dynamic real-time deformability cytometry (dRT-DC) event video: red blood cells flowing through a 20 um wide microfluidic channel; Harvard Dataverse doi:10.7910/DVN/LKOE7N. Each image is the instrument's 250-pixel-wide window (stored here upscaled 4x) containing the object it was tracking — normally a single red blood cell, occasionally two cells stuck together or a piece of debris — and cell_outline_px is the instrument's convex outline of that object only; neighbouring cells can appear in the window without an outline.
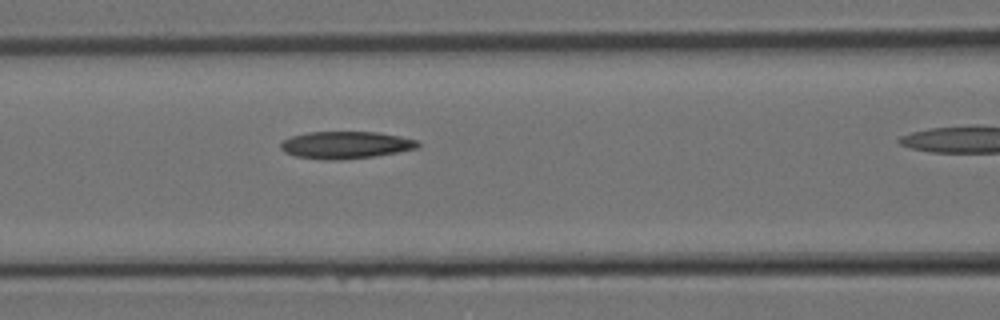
{"species": "Egyptian fruit bat (a non-hibernating species)", "species_latin": "Rousettus aegyptiacus", "temperature_condition": "room temperature", "stored_images_in_passage": 10, "segment_of_instrument_passage": [1, 2], "camera_frame_rate_fps": 3000, "um_per_image_px": 0.085, "animal": {"sex": "female"}, "frame": {"image": 1, "passage_image": 9, "time_ms": 2.667, "image_size_px": [1000, 320], "cell_outline_px": [[420, 148], [376, 156], [340, 160], [328, 160], [296, 156], [284, 152], [280, 148], [280, 144], [284, 140], [292, 136], [308, 132], [376, 132], [400, 136], [416, 140], [420, 144]], "centroid_in_image_um": [29.4, 12.33], "position_along_channel_um": 137.2, "area_um2": 21.79}}